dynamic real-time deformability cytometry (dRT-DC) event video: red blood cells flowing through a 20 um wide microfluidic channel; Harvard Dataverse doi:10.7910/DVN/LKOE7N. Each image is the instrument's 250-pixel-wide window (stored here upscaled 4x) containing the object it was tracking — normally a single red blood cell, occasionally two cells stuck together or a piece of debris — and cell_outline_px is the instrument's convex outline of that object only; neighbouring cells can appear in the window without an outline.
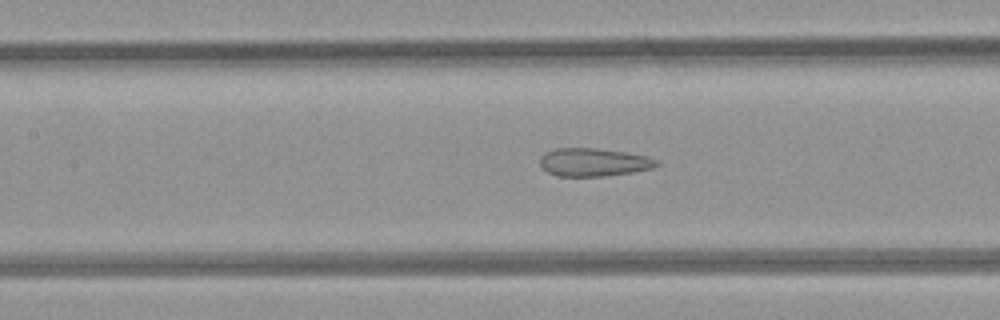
{"species": "common noctule bat (a hibernating species)", "species_latin": "Nyctalus noctula", "temperature_condition": "room temperature", "stored_images_in_passage": 35, "camera_frame_rate_fps": 3000, "um_per_image_px": 0.085, "animal": {"sex": "female", "body_mass_g": 21.9}, "frame": {"image": 1, "passage_image": 8, "time_ms": 2.333, "image_size_px": [1000, 320], "cell_outline_px": [[660, 164], [652, 168], [632, 172], [600, 176], [556, 176], [548, 172], [540, 164], [540, 156], [556, 148], [596, 148], [624, 152], [648, 156], [660, 160]], "centroid_in_image_um": [50.49, 13.78], "position_along_channel_um": 156.9, "area_um2": 19.02}}
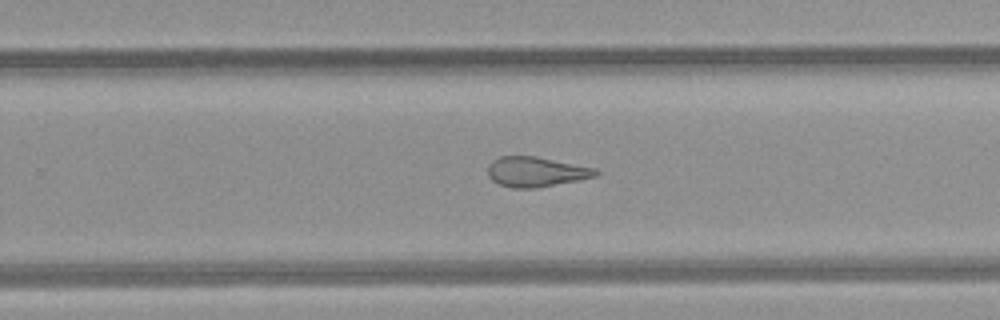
{"frame": {"image": 2, "passage_image": 17, "time_ms": 5.333, "image_size_px": [1000, 320], "cell_outline_px": [[600, 172], [596, 176], [536, 188], [512, 188], [500, 184], [492, 180], [488, 176], [488, 164], [492, 160], [500, 156], [536, 156], [596, 168]], "centroid_in_image_um": [45.54, 14.59], "position_along_channel_um": 284.3, "area_um2": 18.79}}
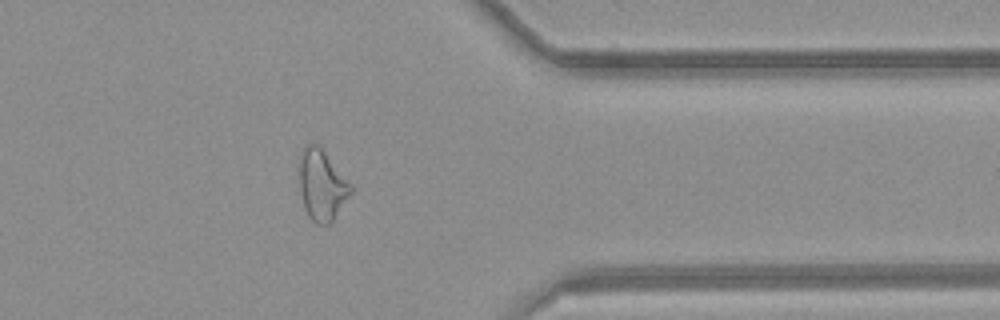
{"frame": {"image": 3, "passage_image": 25, "time_ms": 8.0, "image_size_px": [1000, 320], "cell_outline_px": [[352, 192], [332, 220], [328, 224], [316, 224], [308, 216], [304, 208], [300, 192], [300, 152], [304, 144], [316, 144], [324, 152], [352, 184]], "centroid_in_image_um": [27.34, 15.73], "position_along_channel_um": 384.1, "area_um2": 20.92}, "authors_computed_cell_mechanics": {"area_um2": 20.4612, "velocity_mm_per_s": 4.2629, "shape_relaxation_time_tau1_ms": null, "shape_relaxation_time_tau2_ms": 1.3853, "deformation_change_tau1": null, "deformation_change_tau2": 0.1068}}